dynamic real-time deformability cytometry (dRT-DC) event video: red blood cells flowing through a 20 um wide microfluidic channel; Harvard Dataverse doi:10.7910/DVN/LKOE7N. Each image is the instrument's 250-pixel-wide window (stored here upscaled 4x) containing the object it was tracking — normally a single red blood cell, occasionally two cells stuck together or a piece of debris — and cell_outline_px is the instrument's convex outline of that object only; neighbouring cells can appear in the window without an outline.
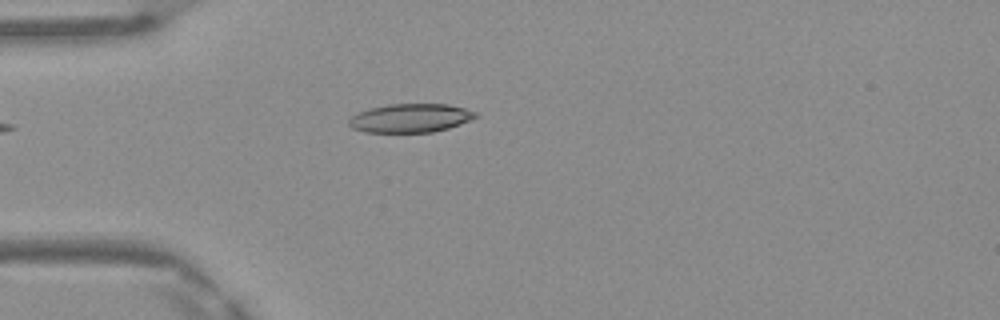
{"species": "Egyptian fruit bat (a non-hibernating species)", "species_latin": "Rousettus aegyptiacus", "temperature_condition": "warm", "stored_images_in_passage": 36, "camera_frame_rate_fps": 3000, "um_per_image_px": 0.085, "frame": {"image": 1, "passage_image": 1, "time_ms": 0.0, "image_size_px": [1000, 320], "cell_outline_px": [[480, 116], [472, 120], [448, 128], [432, 132], [364, 132], [352, 128], [348, 124], [348, 120], [352, 116], [360, 112], [372, 108], [388, 104], [448, 104], [464, 108], [476, 112]], "centroid_in_image_um": [34.92, 10.04], "position_along_channel_um": 50.1, "area_um2": 21.15}}
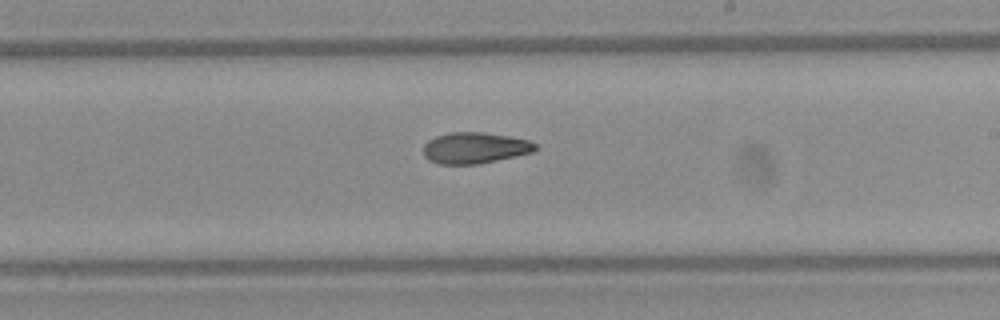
{"frame": {"image": 2, "passage_image": 16, "time_ms": 5.0, "image_size_px": [1000, 320], "cell_outline_px": [[536, 148], [532, 152], [516, 156], [476, 164], [440, 164], [428, 160], [424, 156], [424, 144], [428, 140], [436, 136], [448, 132], [484, 132], [508, 136], [528, 140], [536, 144]], "centroid_in_image_um": [40.32, 12.56], "position_along_channel_um": 248.7, "area_um2": 20.23}}
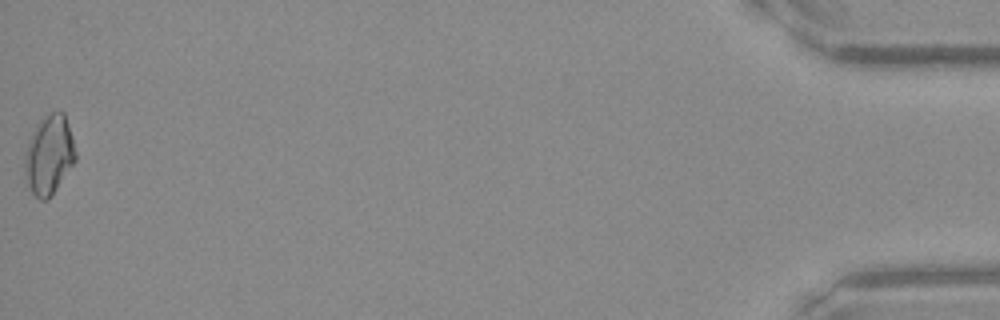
{"frame": {"image": 3, "passage_image": 36, "time_ms": 11.667, "image_size_px": [1000, 320], "cell_outline_px": [[76, 160], [52, 196], [48, 200], [40, 200], [32, 192], [28, 184], [24, 168], [24, 160], [28, 144], [40, 120], [52, 112], [64, 112], [72, 136], [76, 152]], "centroid_in_image_um": [4.2, 13.21], "position_along_channel_um": 431.0, "area_um2": 23.06}, "authors_computed_cell_mechanics": {"area_um2": 20.4901, "velocity_mm_per_s": 4.1859, "shape_relaxation_time_tau1_ms": null, "shape_relaxation_time_tau2_ms": 6.617, "deformation_change_tau1": null, "deformation_change_tau2": 0.1361}}